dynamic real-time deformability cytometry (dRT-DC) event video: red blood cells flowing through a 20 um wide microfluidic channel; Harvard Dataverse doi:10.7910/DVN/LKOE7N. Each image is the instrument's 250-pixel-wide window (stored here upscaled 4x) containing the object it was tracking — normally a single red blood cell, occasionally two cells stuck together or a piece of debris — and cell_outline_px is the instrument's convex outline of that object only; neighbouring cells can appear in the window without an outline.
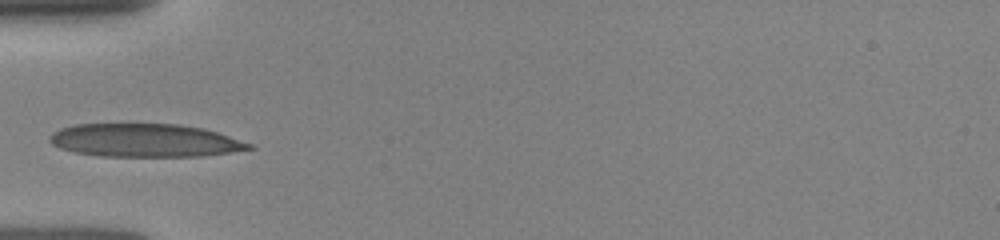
{"species": "human", "species_latin": "Homo sapiens", "temperature_condition": "room temperature", "stored_images_in_passage": 6, "camera_frame_rate_fps": 3000, "um_per_image_px": 0.085, "donor": {"sex": "female"}, "frame": {"image": 1, "passage_image": 1, "time_ms": 0.0, "image_size_px": [1000, 240], "cell_outline_px": [[256, 148], [204, 156], [100, 156], [76, 152], [60, 148], [52, 144], [48, 140], [48, 136], [52, 132], [60, 128], [76, 124], [180, 124], [204, 128], [252, 144]], "centroid_in_image_um": [12.29, 11.93], "position_along_channel_um": 72.7, "area_um2": 38.55}}